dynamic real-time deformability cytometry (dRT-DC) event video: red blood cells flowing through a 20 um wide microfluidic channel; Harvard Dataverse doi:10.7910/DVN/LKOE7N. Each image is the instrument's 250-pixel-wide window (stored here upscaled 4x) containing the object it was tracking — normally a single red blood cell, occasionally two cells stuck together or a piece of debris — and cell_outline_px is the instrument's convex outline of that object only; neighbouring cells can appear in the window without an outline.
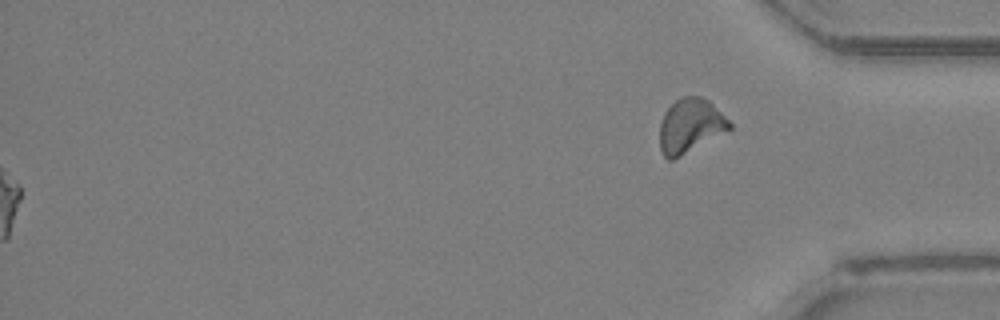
{"species": "Egyptian fruit bat (a non-hibernating species)", "species_latin": "Rousettus aegyptiacus", "temperature_condition": "room temperature", "stored_images_in_passage": 48, "segment_of_instrument_passage": [2, 2], "camera_frame_rate_fps": 3000, "um_per_image_px": 0.085, "animal": {"sex": "female"}, "frame": {"image": 1, "passage_image": 48, "time_ms": 15.667, "image_size_px": [1000, 320], "cell_outline_px": [[732, 128], [680, 156], [672, 160], [668, 160], [664, 156], [660, 148], [660, 124], [664, 112], [676, 100], [684, 96], [700, 96], [708, 100], [732, 124]], "centroid_in_image_um": [58.65, 10.69], "position_along_channel_um": 376.6, "area_um2": 21.62}}